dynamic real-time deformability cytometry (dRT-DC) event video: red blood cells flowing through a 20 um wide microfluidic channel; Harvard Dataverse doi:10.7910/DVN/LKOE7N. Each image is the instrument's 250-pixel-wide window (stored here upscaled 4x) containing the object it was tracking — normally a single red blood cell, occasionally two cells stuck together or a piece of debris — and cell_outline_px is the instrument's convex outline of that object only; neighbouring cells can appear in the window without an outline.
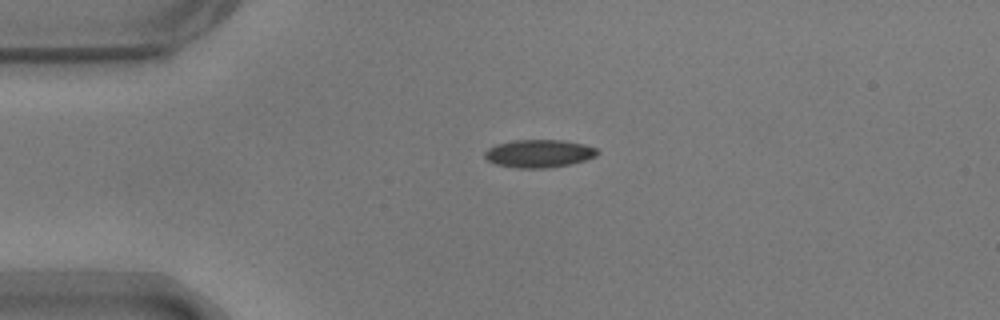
{"species": "common noctule bat (a hibernating species)", "species_latin": "Nyctalus noctula", "temperature_condition": "warm", "stored_images_in_passage": 25, "camera_frame_rate_fps": 3000, "um_per_image_px": 0.085, "animal": {"sex": "male", "body_mass_g": 17.9}, "frame": {"image": 1, "passage_image": 1, "time_ms": 0.0, "image_size_px": [1000, 320], "cell_outline_px": [[600, 152], [596, 156], [584, 160], [568, 164], [548, 168], [516, 168], [496, 164], [488, 160], [484, 156], [484, 152], [488, 148], [496, 144], [516, 140], [560, 140], [584, 144], [596, 148]], "centroid_in_image_um": [45.8, 13.05], "position_along_channel_um": 39.2, "area_um2": 18.21}}
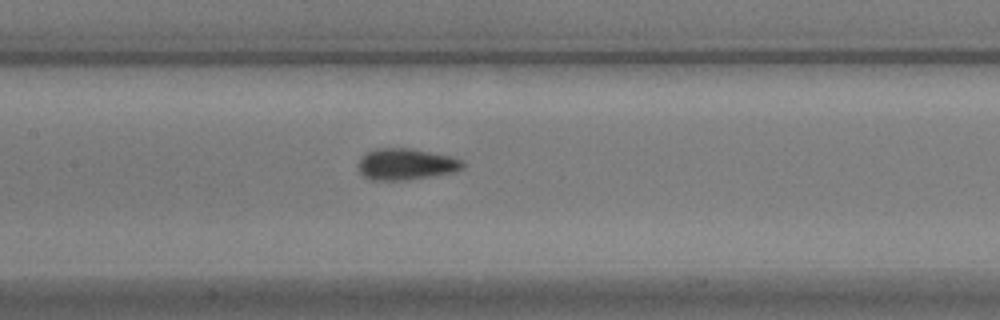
{"frame": {"image": 2, "passage_image": 14, "time_ms": 4.333, "image_size_px": [1000, 320], "cell_outline_px": [[464, 168], [452, 172], [432, 176], [400, 180], [372, 180], [364, 176], [360, 172], [356, 164], [360, 156], [364, 152], [376, 148], [412, 148], [452, 156], [464, 160]], "centroid_in_image_um": [34.47, 13.93], "position_along_channel_um": 172.9, "area_um2": 19.42}}
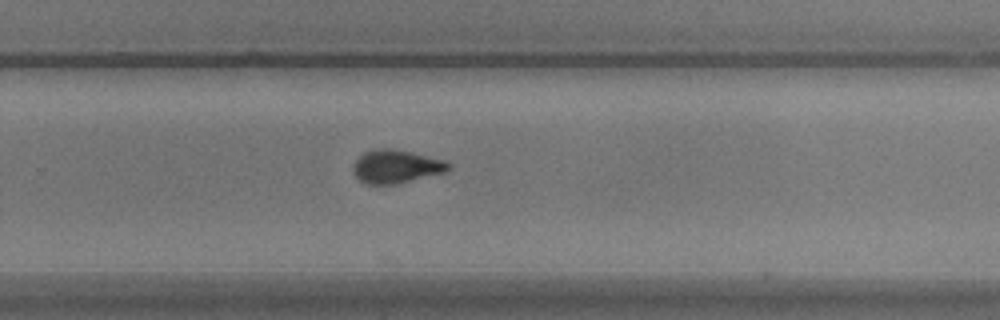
{"frame": {"image": 3, "passage_image": 24, "time_ms": 7.667, "image_size_px": [1000, 320], "cell_outline_px": [[452, 168], [444, 172], [392, 184], [368, 184], [360, 180], [352, 172], [352, 168], [356, 160], [364, 152], [376, 148], [388, 148], [408, 152], [444, 160], [452, 164]], "centroid_in_image_um": [33.64, 14.14], "position_along_channel_um": 296.2, "area_um2": 18.09}}